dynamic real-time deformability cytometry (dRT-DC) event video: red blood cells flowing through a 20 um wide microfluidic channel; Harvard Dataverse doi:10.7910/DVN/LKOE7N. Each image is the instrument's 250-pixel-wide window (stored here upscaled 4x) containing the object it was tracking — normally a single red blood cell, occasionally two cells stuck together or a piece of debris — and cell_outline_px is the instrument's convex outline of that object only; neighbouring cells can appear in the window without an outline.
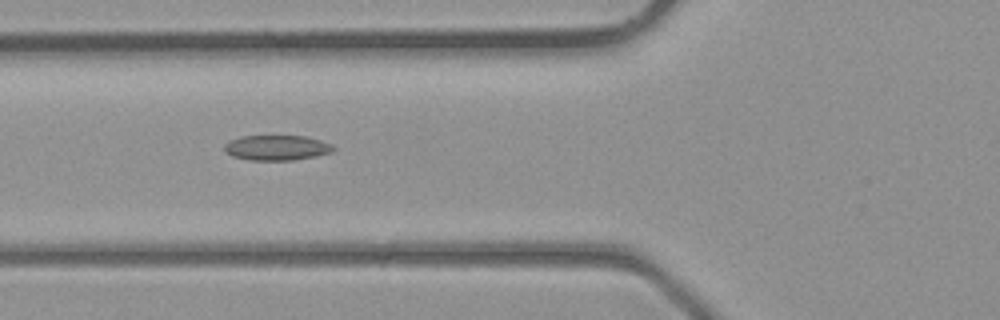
{"species": "common noctule bat (a hibernating species)", "species_latin": "Nyctalus noctula", "temperature_condition": "room temperature", "stored_images_in_passage": 39, "camera_frame_rate_fps": 3000, "um_per_image_px": 0.085, "animal": {"sex": "male", "body_mass_g": 23.1, "forearm_length_mm": 52.7}, "frame": {"image": 1, "passage_image": 15, "time_ms": 4.667, "image_size_px": [1000, 320], "cell_outline_px": [[336, 148], [332, 152], [316, 156], [292, 160], [248, 160], [232, 156], [224, 152], [224, 144], [228, 140], [240, 136], [304, 136], [320, 140], [332, 144]], "centroid_in_image_um": [23.49, 12.55], "position_along_channel_um": 102.3, "area_um2": 16.13}}
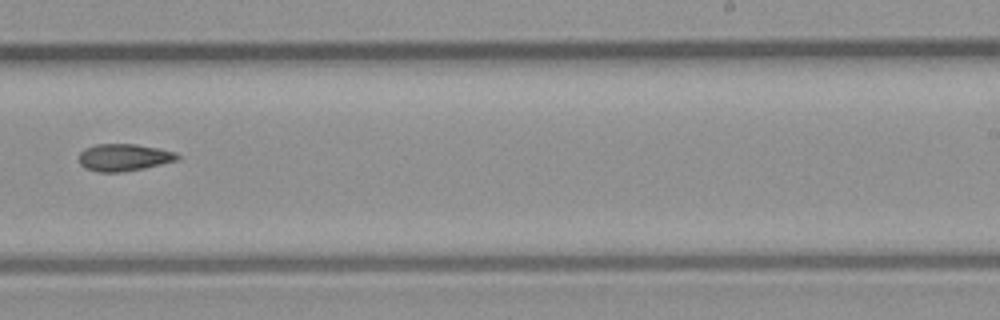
{"frame": {"image": 2, "passage_image": 25, "time_ms": 8.0, "image_size_px": [1000, 320], "cell_outline_px": [[180, 160], [144, 168], [124, 172], [100, 172], [84, 168], [80, 164], [80, 152], [84, 148], [96, 144], [136, 144], [160, 148], [176, 152], [180, 156]], "centroid_in_image_um": [10.56, 13.38], "position_along_channel_um": 278.4, "area_um2": 15.78}}
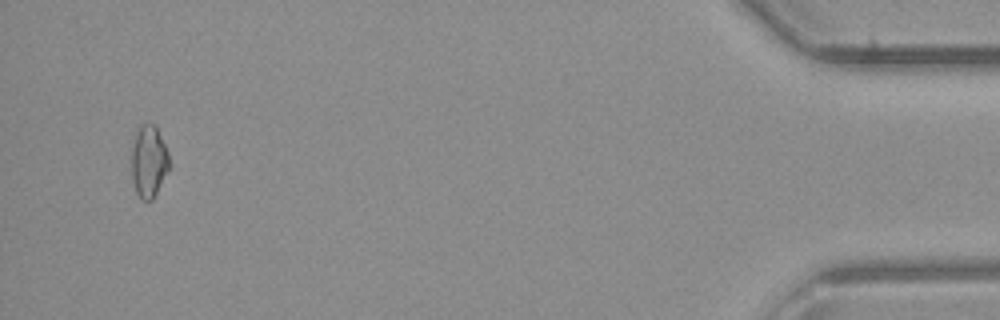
{"frame": {"image": 3, "passage_image": 38, "time_ms": 12.333, "image_size_px": [1000, 320], "cell_outline_px": [[168, 172], [152, 200], [140, 200], [136, 192], [132, 180], [132, 144], [136, 128], [140, 124], [156, 124], [168, 152]], "centroid_in_image_um": [12.63, 13.69], "position_along_channel_um": 422.6, "area_um2": 16.01}}